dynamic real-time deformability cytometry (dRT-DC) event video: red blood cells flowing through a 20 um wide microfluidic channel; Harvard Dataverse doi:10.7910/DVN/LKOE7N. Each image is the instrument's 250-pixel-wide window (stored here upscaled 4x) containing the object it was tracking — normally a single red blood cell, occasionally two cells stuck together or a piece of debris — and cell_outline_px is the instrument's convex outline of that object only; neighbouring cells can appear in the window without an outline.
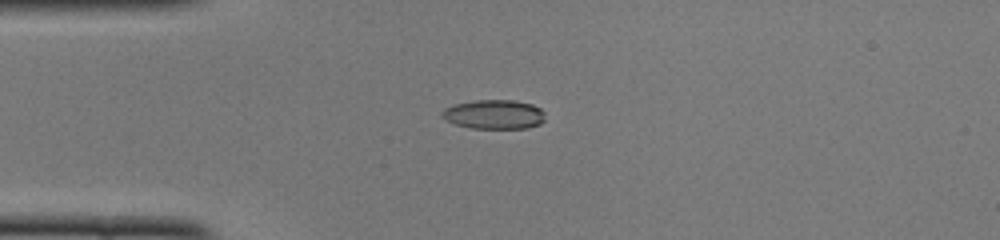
{"species": "common noctule bat (a hibernating species)", "species_latin": "Nyctalus noctula", "temperature_condition": "cold", "stored_images_in_passage": 38, "camera_frame_rate_fps": 3000, "um_per_image_px": 0.085, "animal": {"sex": "female", "body_mass_g": 22.0, "forearm_length_mm": 56.7}, "frame": {"image": 1, "passage_image": 1, "time_ms": 0.0, "image_size_px": [1000, 240], "cell_outline_px": [[544, 120], [540, 124], [528, 128], [468, 128], [444, 120], [440, 116], [440, 112], [444, 108], [452, 104], [476, 100], [512, 100], [532, 104], [540, 108], [544, 112]], "centroid_in_image_um": [41.95, 9.72], "position_along_channel_um": 43.0, "area_um2": 17.8}}
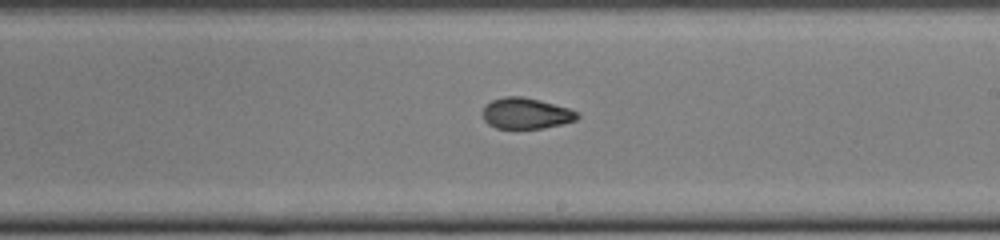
{"frame": {"image": 2, "passage_image": 17, "time_ms": 5.333, "image_size_px": [1000, 240], "cell_outline_px": [[580, 116], [576, 120], [544, 128], [496, 128], [488, 124], [484, 120], [484, 104], [492, 100], [504, 96], [520, 96], [540, 100], [568, 108], [580, 112]], "centroid_in_image_um": [44.72, 9.63], "position_along_channel_um": 244.3, "area_um2": 17.05}}
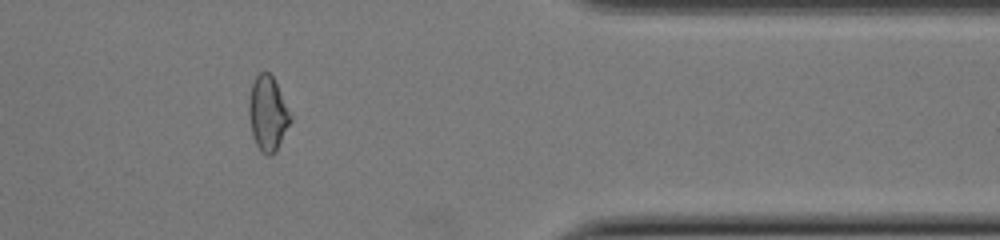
{"frame": {"image": 3, "passage_image": 29, "time_ms": 9.333, "image_size_px": [1000, 240], "cell_outline_px": [[292, 120], [276, 152], [272, 156], [268, 156], [260, 152], [252, 136], [248, 112], [248, 96], [252, 84], [256, 76], [260, 72], [268, 72], [272, 76], [292, 116]], "centroid_in_image_um": [22.75, 9.69], "position_along_channel_um": 388.7, "area_um2": 18.26}, "authors_computed_cell_mechanics": {"area_um2": 17.8891, "velocity_mm_per_s": 4.1169, "shape_relaxation_time_tau1_ms": null, "shape_relaxation_time_tau2_ms": 1.6923, "deformation_change_tau1": null, "deformation_change_tau2": 0.0707}}